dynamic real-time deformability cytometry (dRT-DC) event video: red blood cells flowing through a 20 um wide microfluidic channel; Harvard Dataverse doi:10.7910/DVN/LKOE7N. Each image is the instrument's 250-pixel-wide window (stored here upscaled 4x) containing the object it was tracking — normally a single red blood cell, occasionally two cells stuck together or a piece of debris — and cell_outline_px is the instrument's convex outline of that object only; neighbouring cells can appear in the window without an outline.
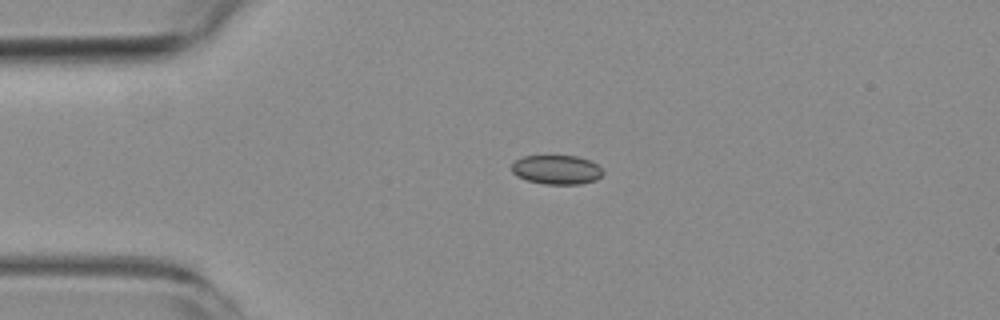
{"species": "common noctule bat (a hibernating species)", "species_latin": "Nyctalus noctula", "temperature_condition": "room temperature", "stored_images_in_passage": 3, "camera_frame_rate_fps": 3000, "um_per_image_px": 0.085, "animal": {"sex": "female", "body_mass_g": 19.3, "forearm_length_mm": 54.1}, "frame": {"image": 1, "passage_image": 2, "time_ms": 2.667, "image_size_px": [1000, 320], "cell_outline_px": [[604, 172], [596, 180], [580, 184], [544, 184], [528, 180], [516, 176], [512, 172], [512, 164], [516, 160], [524, 156], [576, 156], [588, 160], [596, 164]], "centroid_in_image_um": [47.3, 14.43], "position_along_channel_um": 37.7, "area_um2": 15.37}}